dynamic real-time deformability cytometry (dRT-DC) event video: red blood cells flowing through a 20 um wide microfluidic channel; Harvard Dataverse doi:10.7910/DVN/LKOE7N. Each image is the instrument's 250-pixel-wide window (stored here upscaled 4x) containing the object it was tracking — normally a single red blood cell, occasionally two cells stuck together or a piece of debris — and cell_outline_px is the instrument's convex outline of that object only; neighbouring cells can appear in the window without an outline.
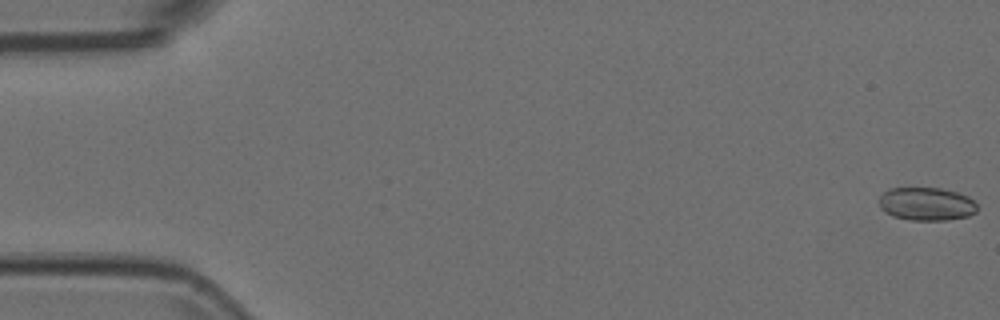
{"species": "Egyptian fruit bat (a non-hibernating species)", "species_latin": "Rousettus aegyptiacus", "temperature_condition": "room temperature", "stored_images_in_passage": 54, "camera_frame_rate_fps": 3000, "um_per_image_px": 0.085, "animal": {"sex": "female"}, "frame": {"image": 1, "passage_image": 1, "time_ms": 0.0, "image_size_px": [1000, 320], "cell_outline_px": [[976, 212], [968, 216], [948, 220], [908, 220], [892, 216], [884, 212], [880, 208], [880, 196], [888, 188], [940, 188], [956, 192], [968, 196], [976, 204]], "centroid_in_image_um": [78.73, 17.34], "position_along_channel_um": 6.3, "area_um2": 19.02}}
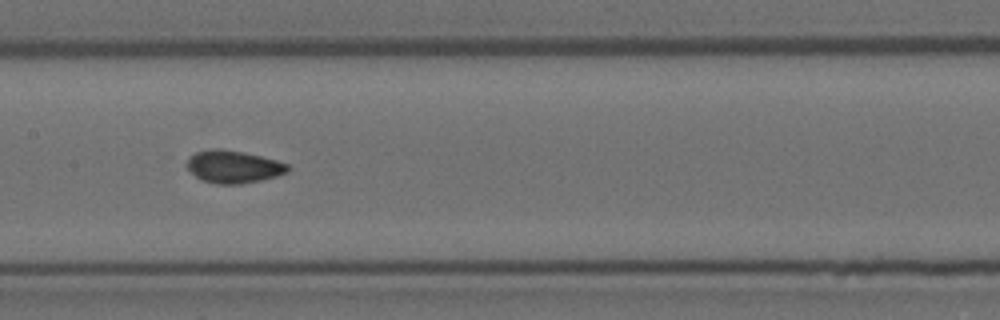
{"frame": {"image": 2, "passage_image": 27, "time_ms": 8.667, "image_size_px": [1000, 320], "cell_outline_px": [[288, 172], [276, 176], [260, 180], [240, 184], [216, 184], [200, 180], [188, 168], [188, 156], [196, 152], [212, 148], [220, 148], [244, 152], [276, 160], [288, 164]], "centroid_in_image_um": [19.82, 14.17], "position_along_channel_um": 187.6, "area_um2": 19.07}}
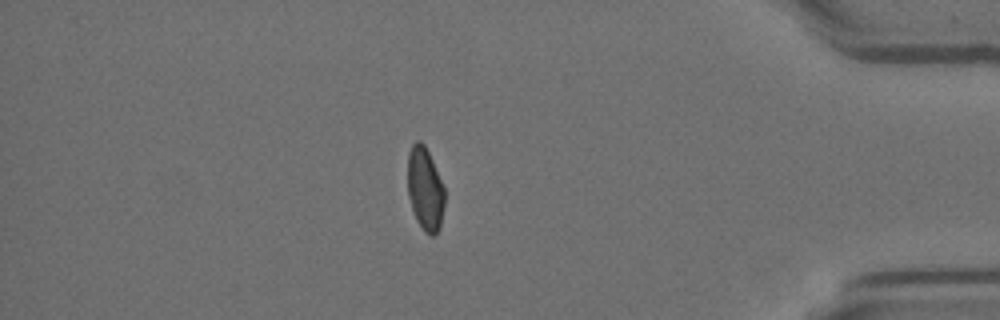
{"frame": {"image": 3, "passage_image": 47, "time_ms": 15.333, "image_size_px": [1000, 320], "cell_outline_px": [[444, 208], [440, 228], [432, 236], [424, 232], [416, 220], [408, 196], [408, 152], [412, 144], [416, 140], [420, 140], [424, 144], [432, 160], [444, 188]], "centroid_in_image_um": [36.12, 16.07], "position_along_channel_um": 399.1, "area_um2": 17.92}}